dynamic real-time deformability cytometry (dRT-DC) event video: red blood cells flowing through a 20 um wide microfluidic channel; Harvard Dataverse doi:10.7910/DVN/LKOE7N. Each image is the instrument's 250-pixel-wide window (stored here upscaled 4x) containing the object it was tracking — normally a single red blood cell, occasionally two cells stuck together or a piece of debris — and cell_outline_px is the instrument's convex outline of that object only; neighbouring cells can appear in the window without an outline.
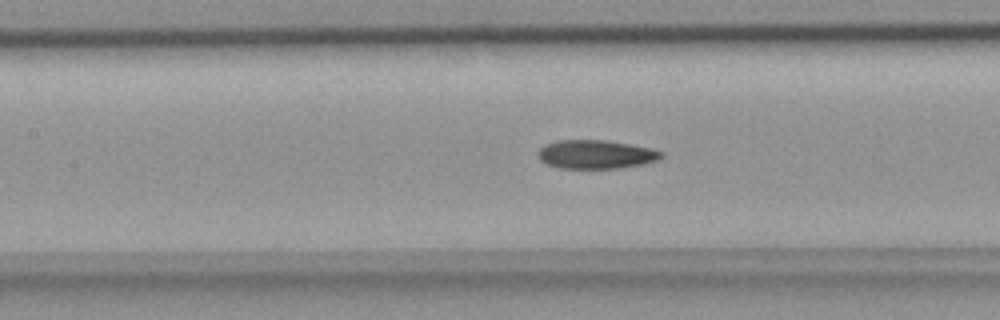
{"species": "common noctule bat (a hibernating species)", "species_latin": "Nyctalus noctula", "temperature_condition": "room temperature", "stored_images_in_passage": 38, "camera_frame_rate_fps": 3000, "um_per_image_px": 0.085, "animal": {"sex": "female", "body_mass_g": 18.4}, "frame": {"image": 1, "passage_image": 21, "time_ms": 6.667, "image_size_px": [1000, 320], "cell_outline_px": [[664, 156], [656, 160], [644, 164], [620, 168], [560, 168], [548, 164], [540, 160], [536, 152], [544, 144], [556, 140], [608, 140], [652, 148], [664, 152]], "centroid_in_image_um": [50.65, 13.11], "position_along_channel_um": 156.7, "area_um2": 20.81}}
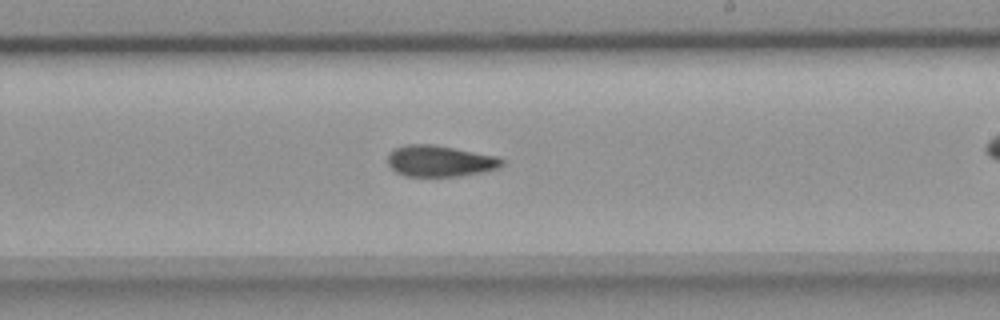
{"frame": {"image": 2, "passage_image": 28, "time_ms": 9.0, "image_size_px": [1000, 320], "cell_outline_px": [[504, 164], [500, 168], [484, 172], [460, 176], [404, 176], [396, 172], [388, 164], [388, 152], [404, 144], [432, 144], [500, 156], [504, 160]], "centroid_in_image_um": [37.43, 13.68], "position_along_channel_um": 251.6, "area_um2": 21.1}}
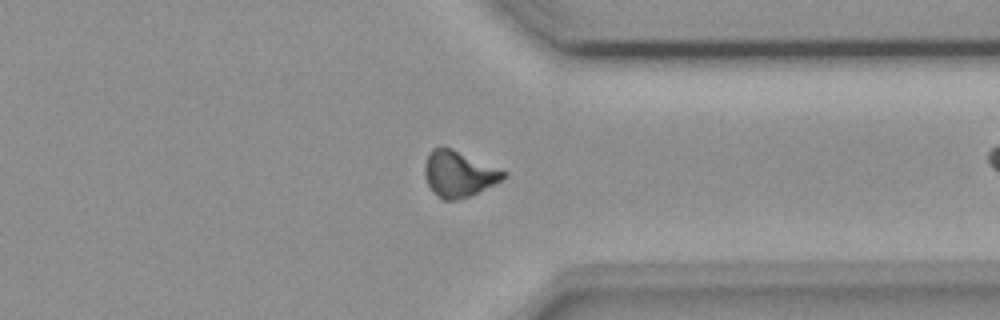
{"frame": {"image": 3, "passage_image": 37, "time_ms": 12.0, "image_size_px": [1000, 320], "cell_outline_px": [[508, 176], [468, 196], [456, 200], [444, 200], [436, 196], [432, 192], [428, 184], [424, 172], [424, 164], [432, 148], [452, 148], [508, 172]], "centroid_in_image_um": [38.97, 14.78], "position_along_channel_um": 372.4, "area_um2": 20.75}}